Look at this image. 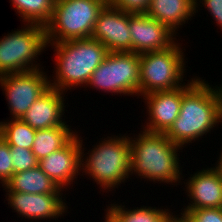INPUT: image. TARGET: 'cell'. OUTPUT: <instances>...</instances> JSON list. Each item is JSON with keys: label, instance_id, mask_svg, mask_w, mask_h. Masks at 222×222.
<instances>
[{"label": "cell", "instance_id": "obj_30", "mask_svg": "<svg viewBox=\"0 0 222 222\" xmlns=\"http://www.w3.org/2000/svg\"><path fill=\"white\" fill-rule=\"evenodd\" d=\"M173 222H184L179 216H175Z\"/></svg>", "mask_w": 222, "mask_h": 222}, {"label": "cell", "instance_id": "obj_13", "mask_svg": "<svg viewBox=\"0 0 222 222\" xmlns=\"http://www.w3.org/2000/svg\"><path fill=\"white\" fill-rule=\"evenodd\" d=\"M185 184L184 191L188 194L189 202L181 212L191 209L222 208V170L215 164L210 168L197 170L191 174ZM184 210V211H183Z\"/></svg>", "mask_w": 222, "mask_h": 222}, {"label": "cell", "instance_id": "obj_20", "mask_svg": "<svg viewBox=\"0 0 222 222\" xmlns=\"http://www.w3.org/2000/svg\"><path fill=\"white\" fill-rule=\"evenodd\" d=\"M120 220V222H173L175 214L170 209H160L151 206L126 208L125 205L114 202L107 206ZM174 214V215H173Z\"/></svg>", "mask_w": 222, "mask_h": 222}, {"label": "cell", "instance_id": "obj_25", "mask_svg": "<svg viewBox=\"0 0 222 222\" xmlns=\"http://www.w3.org/2000/svg\"><path fill=\"white\" fill-rule=\"evenodd\" d=\"M13 175L10 146L0 137V183L4 186Z\"/></svg>", "mask_w": 222, "mask_h": 222}, {"label": "cell", "instance_id": "obj_24", "mask_svg": "<svg viewBox=\"0 0 222 222\" xmlns=\"http://www.w3.org/2000/svg\"><path fill=\"white\" fill-rule=\"evenodd\" d=\"M180 214L177 216L184 222H222V208L191 209Z\"/></svg>", "mask_w": 222, "mask_h": 222}, {"label": "cell", "instance_id": "obj_26", "mask_svg": "<svg viewBox=\"0 0 222 222\" xmlns=\"http://www.w3.org/2000/svg\"><path fill=\"white\" fill-rule=\"evenodd\" d=\"M151 0H108L115 8L126 13L145 14L149 8Z\"/></svg>", "mask_w": 222, "mask_h": 222}, {"label": "cell", "instance_id": "obj_29", "mask_svg": "<svg viewBox=\"0 0 222 222\" xmlns=\"http://www.w3.org/2000/svg\"><path fill=\"white\" fill-rule=\"evenodd\" d=\"M216 163H218L217 165H218V166L220 167V169L222 170V152L220 153L219 158H218V160H217Z\"/></svg>", "mask_w": 222, "mask_h": 222}, {"label": "cell", "instance_id": "obj_8", "mask_svg": "<svg viewBox=\"0 0 222 222\" xmlns=\"http://www.w3.org/2000/svg\"><path fill=\"white\" fill-rule=\"evenodd\" d=\"M139 54L134 52H109L92 73L85 88H95L113 95L139 98ZM114 93V94H113Z\"/></svg>", "mask_w": 222, "mask_h": 222}, {"label": "cell", "instance_id": "obj_9", "mask_svg": "<svg viewBox=\"0 0 222 222\" xmlns=\"http://www.w3.org/2000/svg\"><path fill=\"white\" fill-rule=\"evenodd\" d=\"M47 72L35 69L0 76V87L6 95L10 119H21L31 105L49 88Z\"/></svg>", "mask_w": 222, "mask_h": 222}, {"label": "cell", "instance_id": "obj_12", "mask_svg": "<svg viewBox=\"0 0 222 222\" xmlns=\"http://www.w3.org/2000/svg\"><path fill=\"white\" fill-rule=\"evenodd\" d=\"M81 156L80 136L76 134L64 147L39 160L38 166L59 188L68 190L81 174Z\"/></svg>", "mask_w": 222, "mask_h": 222}, {"label": "cell", "instance_id": "obj_5", "mask_svg": "<svg viewBox=\"0 0 222 222\" xmlns=\"http://www.w3.org/2000/svg\"><path fill=\"white\" fill-rule=\"evenodd\" d=\"M108 0H55L46 42L57 43L90 38L98 14Z\"/></svg>", "mask_w": 222, "mask_h": 222}, {"label": "cell", "instance_id": "obj_27", "mask_svg": "<svg viewBox=\"0 0 222 222\" xmlns=\"http://www.w3.org/2000/svg\"><path fill=\"white\" fill-rule=\"evenodd\" d=\"M202 3V5H200ZM199 6H204L215 20L216 25L222 29V0H195V12L198 13Z\"/></svg>", "mask_w": 222, "mask_h": 222}, {"label": "cell", "instance_id": "obj_7", "mask_svg": "<svg viewBox=\"0 0 222 222\" xmlns=\"http://www.w3.org/2000/svg\"><path fill=\"white\" fill-rule=\"evenodd\" d=\"M22 27L0 38V76L41 69L35 60L47 49L45 27L36 24Z\"/></svg>", "mask_w": 222, "mask_h": 222}, {"label": "cell", "instance_id": "obj_3", "mask_svg": "<svg viewBox=\"0 0 222 222\" xmlns=\"http://www.w3.org/2000/svg\"><path fill=\"white\" fill-rule=\"evenodd\" d=\"M54 48L55 72L49 79L50 87L62 92L87 85L92 73L104 61L108 50L92 38L47 43ZM55 77V78H54Z\"/></svg>", "mask_w": 222, "mask_h": 222}, {"label": "cell", "instance_id": "obj_11", "mask_svg": "<svg viewBox=\"0 0 222 222\" xmlns=\"http://www.w3.org/2000/svg\"><path fill=\"white\" fill-rule=\"evenodd\" d=\"M90 38L98 40L108 52H132L129 13L108 2L98 14Z\"/></svg>", "mask_w": 222, "mask_h": 222}, {"label": "cell", "instance_id": "obj_1", "mask_svg": "<svg viewBox=\"0 0 222 222\" xmlns=\"http://www.w3.org/2000/svg\"><path fill=\"white\" fill-rule=\"evenodd\" d=\"M187 81L182 86L179 115L165 133L172 143L181 148L203 138L222 122V83L220 86L209 85L200 77Z\"/></svg>", "mask_w": 222, "mask_h": 222}, {"label": "cell", "instance_id": "obj_16", "mask_svg": "<svg viewBox=\"0 0 222 222\" xmlns=\"http://www.w3.org/2000/svg\"><path fill=\"white\" fill-rule=\"evenodd\" d=\"M65 95V92L50 87L31 105L21 119L35 130L64 126L67 123L64 121V113L68 111L65 110Z\"/></svg>", "mask_w": 222, "mask_h": 222}, {"label": "cell", "instance_id": "obj_19", "mask_svg": "<svg viewBox=\"0 0 222 222\" xmlns=\"http://www.w3.org/2000/svg\"><path fill=\"white\" fill-rule=\"evenodd\" d=\"M66 123L49 129L36 130L32 152L37 160H41L54 151L64 147L77 133Z\"/></svg>", "mask_w": 222, "mask_h": 222}, {"label": "cell", "instance_id": "obj_10", "mask_svg": "<svg viewBox=\"0 0 222 222\" xmlns=\"http://www.w3.org/2000/svg\"><path fill=\"white\" fill-rule=\"evenodd\" d=\"M5 199L8 205L17 212L18 217L32 220H48L64 216L67 213L68 206L66 204L65 195L63 193H21L18 191H5ZM62 198H64L62 200Z\"/></svg>", "mask_w": 222, "mask_h": 222}, {"label": "cell", "instance_id": "obj_21", "mask_svg": "<svg viewBox=\"0 0 222 222\" xmlns=\"http://www.w3.org/2000/svg\"><path fill=\"white\" fill-rule=\"evenodd\" d=\"M23 24L46 26L52 17L55 0H10Z\"/></svg>", "mask_w": 222, "mask_h": 222}, {"label": "cell", "instance_id": "obj_28", "mask_svg": "<svg viewBox=\"0 0 222 222\" xmlns=\"http://www.w3.org/2000/svg\"><path fill=\"white\" fill-rule=\"evenodd\" d=\"M104 222H120L119 218L107 207Z\"/></svg>", "mask_w": 222, "mask_h": 222}, {"label": "cell", "instance_id": "obj_23", "mask_svg": "<svg viewBox=\"0 0 222 222\" xmlns=\"http://www.w3.org/2000/svg\"><path fill=\"white\" fill-rule=\"evenodd\" d=\"M13 174L24 172L38 166V160L31 149L21 147H10Z\"/></svg>", "mask_w": 222, "mask_h": 222}, {"label": "cell", "instance_id": "obj_14", "mask_svg": "<svg viewBox=\"0 0 222 222\" xmlns=\"http://www.w3.org/2000/svg\"><path fill=\"white\" fill-rule=\"evenodd\" d=\"M129 29L132 52L137 54L164 50L177 41L173 31L146 14L129 13Z\"/></svg>", "mask_w": 222, "mask_h": 222}, {"label": "cell", "instance_id": "obj_2", "mask_svg": "<svg viewBox=\"0 0 222 222\" xmlns=\"http://www.w3.org/2000/svg\"><path fill=\"white\" fill-rule=\"evenodd\" d=\"M134 137V139H133ZM130 138L131 169L130 176L147 179L155 183L178 185L181 183L182 167L179 163L183 148L172 143L165 134L141 130ZM179 152V153H178ZM134 174V175H133ZM157 181V182H156ZM176 183V184H174Z\"/></svg>", "mask_w": 222, "mask_h": 222}, {"label": "cell", "instance_id": "obj_4", "mask_svg": "<svg viewBox=\"0 0 222 222\" xmlns=\"http://www.w3.org/2000/svg\"><path fill=\"white\" fill-rule=\"evenodd\" d=\"M102 140L87 153L84 151L83 137L80 136L82 150L81 176L86 175L103 190L112 191L130 178L131 148L129 135L122 134L100 138ZM83 145V146H82ZM85 152V154H84ZM88 154V155H87ZM87 155V156H86ZM86 157V158H85ZM85 173V174H84ZM112 189V190H111Z\"/></svg>", "mask_w": 222, "mask_h": 222}, {"label": "cell", "instance_id": "obj_17", "mask_svg": "<svg viewBox=\"0 0 222 222\" xmlns=\"http://www.w3.org/2000/svg\"><path fill=\"white\" fill-rule=\"evenodd\" d=\"M145 14L177 34L179 28L196 14L195 0H151Z\"/></svg>", "mask_w": 222, "mask_h": 222}, {"label": "cell", "instance_id": "obj_22", "mask_svg": "<svg viewBox=\"0 0 222 222\" xmlns=\"http://www.w3.org/2000/svg\"><path fill=\"white\" fill-rule=\"evenodd\" d=\"M36 130L22 119H7L0 122V137L10 147L32 149Z\"/></svg>", "mask_w": 222, "mask_h": 222}, {"label": "cell", "instance_id": "obj_18", "mask_svg": "<svg viewBox=\"0 0 222 222\" xmlns=\"http://www.w3.org/2000/svg\"><path fill=\"white\" fill-rule=\"evenodd\" d=\"M2 187L5 191L35 194L62 193L64 191L39 166L13 174L10 180Z\"/></svg>", "mask_w": 222, "mask_h": 222}, {"label": "cell", "instance_id": "obj_15", "mask_svg": "<svg viewBox=\"0 0 222 222\" xmlns=\"http://www.w3.org/2000/svg\"><path fill=\"white\" fill-rule=\"evenodd\" d=\"M142 97L148 113L143 130L165 134L179 115L182 87L171 91H155Z\"/></svg>", "mask_w": 222, "mask_h": 222}, {"label": "cell", "instance_id": "obj_6", "mask_svg": "<svg viewBox=\"0 0 222 222\" xmlns=\"http://www.w3.org/2000/svg\"><path fill=\"white\" fill-rule=\"evenodd\" d=\"M181 45L177 40L167 49L139 54L141 98L151 92L176 90L186 84L183 82L186 60Z\"/></svg>", "mask_w": 222, "mask_h": 222}]
</instances>
